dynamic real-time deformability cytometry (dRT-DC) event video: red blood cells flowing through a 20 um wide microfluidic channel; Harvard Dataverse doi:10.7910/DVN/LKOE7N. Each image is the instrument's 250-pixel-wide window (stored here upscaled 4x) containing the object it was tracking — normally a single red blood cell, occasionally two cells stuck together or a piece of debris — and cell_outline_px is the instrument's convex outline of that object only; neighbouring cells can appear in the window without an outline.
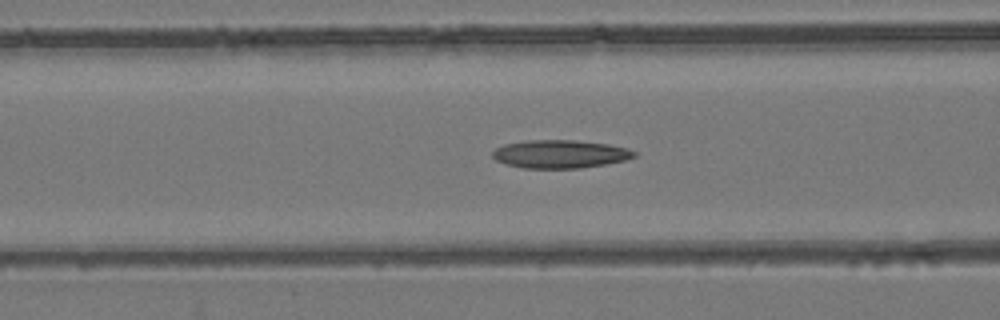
{"species": "common noctule bat (a hibernating species)", "species_latin": "Nyctalus noctula", "temperature_condition": "room temperature", "stored_images_in_passage": 39, "camera_frame_rate_fps": 3000, "um_per_image_px": 0.085, "animal": {"sex": "female", "body_mass_g": 24.6, "forearm_length_mm": 56.2}, "frame": {"image": 1, "passage_image": 18, "time_ms": 5.667, "image_size_px": [1000, 320], "cell_outline_px": [[636, 156], [624, 160], [604, 164], [580, 168], [524, 168], [508, 164], [496, 160], [492, 156], [492, 152], [496, 148], [504, 144], [528, 140], [572, 140], [608, 144], [628, 148], [636, 152]], "centroid_in_image_um": [47.6, 13.09], "position_along_channel_um": 119.0, "area_um2": 23.06}}
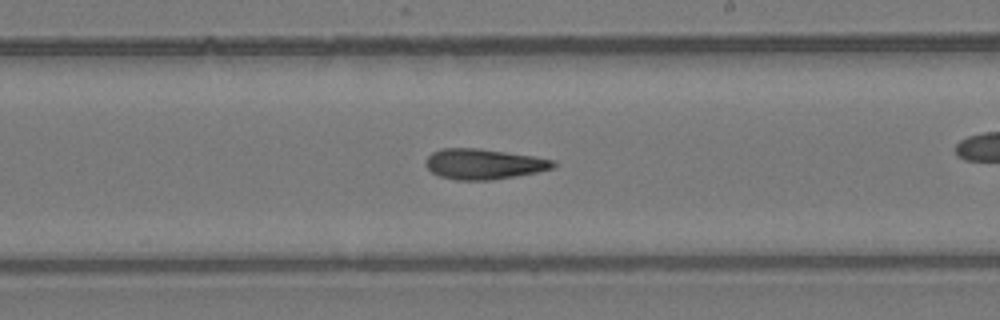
{"frame": {"image": 2, "passage_image": 28, "time_ms": 9.0, "image_size_px": [1000, 320], "cell_outline_px": [[556, 164], [552, 168], [536, 172], [516, 176], [492, 180], [456, 180], [440, 176], [432, 172], [424, 164], [428, 156], [432, 152], [440, 148], [480, 148], [532, 156], [552, 160]], "centroid_in_image_um": [41.06, 13.94], "position_along_channel_um": 247.9, "area_um2": 22.48}}
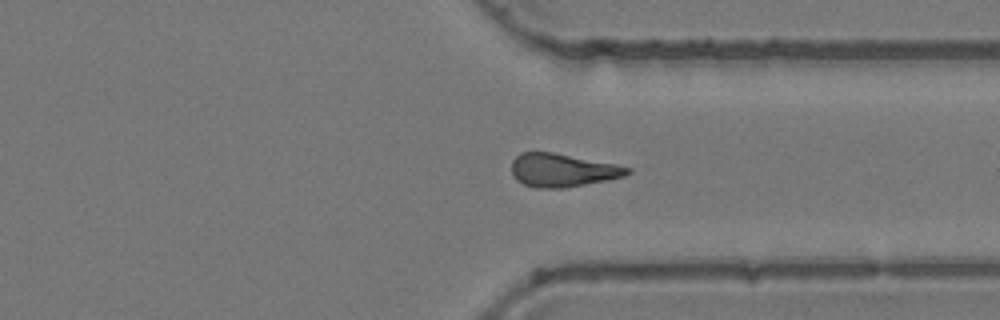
{"frame": {"image": 3, "passage_image": 37, "time_ms": 12.0, "image_size_px": [1000, 320], "cell_outline_px": [[632, 172], [624, 176], [608, 180], [564, 188], [536, 188], [524, 184], [516, 180], [512, 176], [512, 160], [520, 152], [552, 152], [616, 164], [632, 168]], "centroid_in_image_um": [47.81, 14.47], "position_along_channel_um": 363.6, "area_um2": 22.54}}